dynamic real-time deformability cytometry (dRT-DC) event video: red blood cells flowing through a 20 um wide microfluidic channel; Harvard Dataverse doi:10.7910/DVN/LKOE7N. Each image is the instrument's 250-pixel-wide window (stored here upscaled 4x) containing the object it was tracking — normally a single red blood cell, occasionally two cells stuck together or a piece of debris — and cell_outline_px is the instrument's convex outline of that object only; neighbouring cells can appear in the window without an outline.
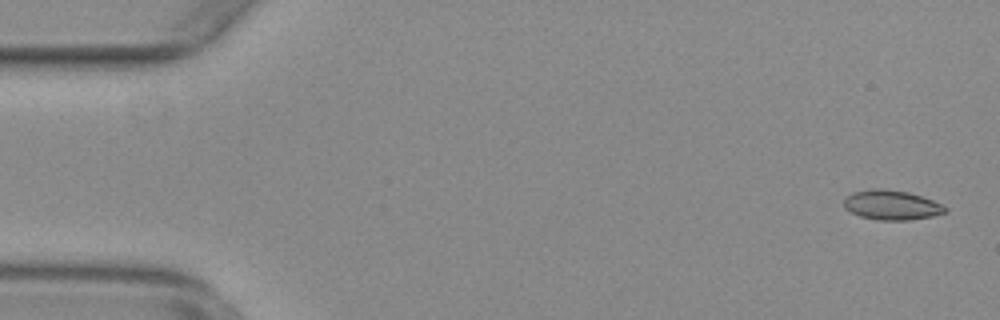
{"species": "common noctule bat (a hibernating species)", "species_latin": "Nyctalus noctula", "temperature_condition": "warm", "stored_images_in_passage": 55, "camera_frame_rate_fps": 3000, "um_per_image_px": 0.085, "animal": {"sex": "female", "body_mass_g": 29.2, "forearm_length_mm": 56.3}, "frame": {"image": 1, "passage_image": 2, "time_ms": 0.333, "image_size_px": [1000, 320], "cell_outline_px": [[948, 212], [932, 216], [908, 220], [880, 220], [860, 216], [844, 208], [844, 200], [852, 192], [868, 188], [880, 188], [908, 192], [932, 200], [948, 208]], "centroid_in_image_um": [75.78, 17.42], "position_along_channel_um": 9.2, "area_um2": 17.46}}
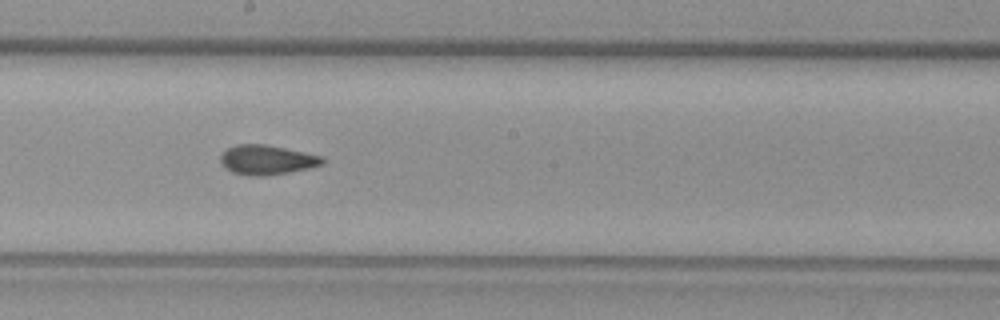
{"frame": {"image": 2, "passage_image": 30, "time_ms": 9.667, "image_size_px": [1000, 320], "cell_outline_px": [[324, 164], [308, 168], [288, 172], [264, 176], [248, 176], [232, 172], [224, 168], [220, 160], [220, 156], [228, 148], [236, 144], [264, 144], [324, 156]], "centroid_in_image_um": [22.67, 13.59], "position_along_channel_um": 225.5, "area_um2": 17.57}}
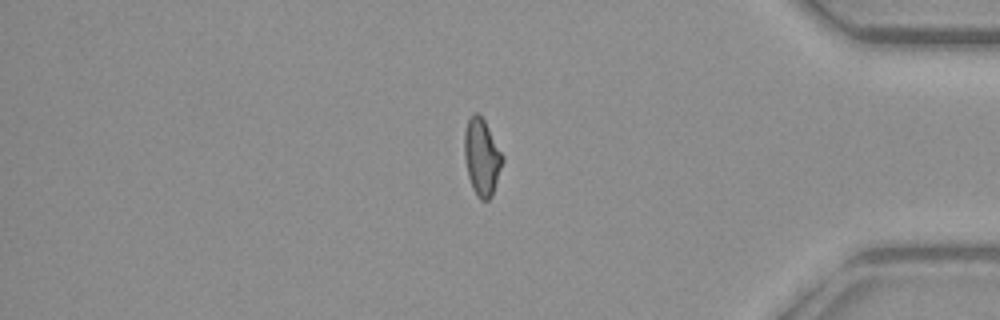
{"frame": {"image": 3, "passage_image": 46, "time_ms": 15.0, "image_size_px": [1000, 320], "cell_outline_px": [[504, 160], [492, 196], [488, 200], [480, 200], [476, 196], [472, 188], [468, 176], [464, 156], [464, 132], [468, 120], [472, 112], [476, 112], [484, 120], [504, 156]], "centroid_in_image_um": [40.95, 13.37], "position_along_channel_um": 394.3, "area_um2": 17.17}, "authors_computed_cell_mechanics": {"area_um2": 17.2822, "velocity_mm_per_s": 3.7637, "shape_relaxation_time_tau1_ms": null, "shape_relaxation_time_tau2_ms": 1.6331, "deformation_change_tau1": null, "deformation_change_tau2": 0.0672}}